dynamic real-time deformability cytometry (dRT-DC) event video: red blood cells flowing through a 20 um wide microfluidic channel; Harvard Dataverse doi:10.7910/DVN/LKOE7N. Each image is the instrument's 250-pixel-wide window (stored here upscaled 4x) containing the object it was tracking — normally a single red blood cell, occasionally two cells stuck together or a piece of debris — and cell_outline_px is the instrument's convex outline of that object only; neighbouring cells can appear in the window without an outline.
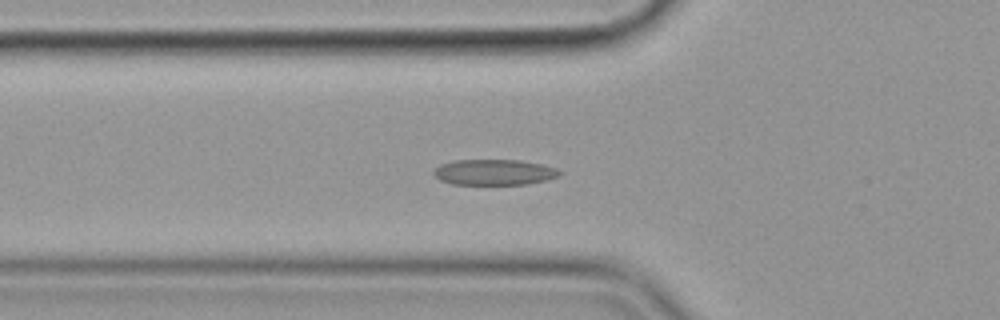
{"species": "common noctule bat (a hibernating species)", "species_latin": "Nyctalus noctula", "temperature_condition": "cold", "stored_images_in_passage": 49, "camera_frame_rate_fps": 3000, "um_per_image_px": 0.085, "animal": {"sex": "female", "body_mass_g": 19.9}, "frame": {"image": 1, "passage_image": 11, "time_ms": 3.333, "image_size_px": [1000, 320], "cell_outline_px": [[564, 172], [560, 176], [548, 180], [528, 184], [452, 184], [440, 180], [432, 172], [440, 164], [456, 160], [520, 160], [540, 164], [556, 168]], "centroid_in_image_um": [42.05, 14.64], "position_along_channel_um": 83.8, "area_um2": 18.9}}
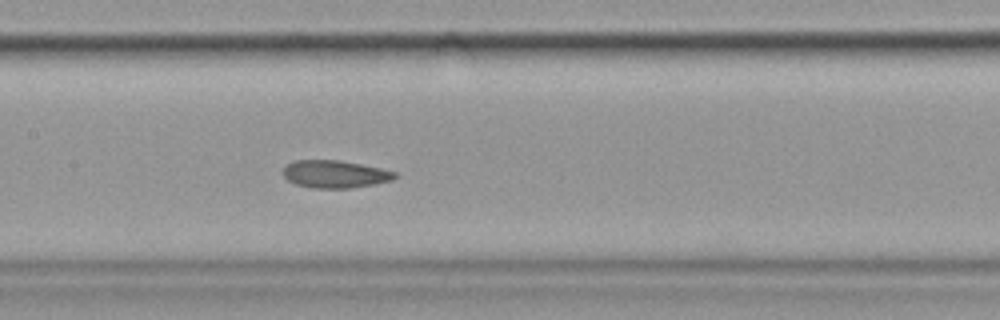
{"frame": {"image": 2, "passage_image": 19, "time_ms": 6.0, "image_size_px": [1000, 320], "cell_outline_px": [[400, 176], [392, 180], [352, 188], [312, 188], [296, 184], [288, 180], [280, 172], [292, 160], [340, 160], [380, 168], [396, 172]], "centroid_in_image_um": [28.46, 14.8], "position_along_channel_um": 178.9, "area_um2": 18.03}}
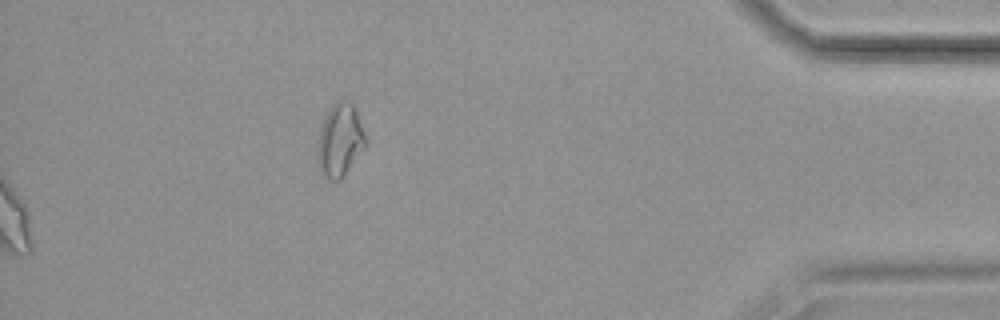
{"frame": {"image": 3, "passage_image": 49, "time_ms": 16.0, "image_size_px": [1000, 320], "cell_outline_px": [[364, 148], [340, 180], [328, 180], [320, 176], [316, 164], [316, 152], [320, 128], [324, 116], [332, 104], [336, 100], [348, 100], [352, 104], [356, 112], [364, 136]], "centroid_in_image_um": [28.8, 11.96], "position_along_channel_um": 406.4, "area_um2": 20.46}, "authors_computed_cell_mechanics": {"area_um2": 18.9006, "velocity_mm_per_s": 3.5564, "shape_relaxation_time_tau1_ms": 10.6514, "shape_relaxation_time_tau2_ms": 2.7079, "deformation_change_tau1": 0.2059, "deformation_change_tau2": 0.0825}}